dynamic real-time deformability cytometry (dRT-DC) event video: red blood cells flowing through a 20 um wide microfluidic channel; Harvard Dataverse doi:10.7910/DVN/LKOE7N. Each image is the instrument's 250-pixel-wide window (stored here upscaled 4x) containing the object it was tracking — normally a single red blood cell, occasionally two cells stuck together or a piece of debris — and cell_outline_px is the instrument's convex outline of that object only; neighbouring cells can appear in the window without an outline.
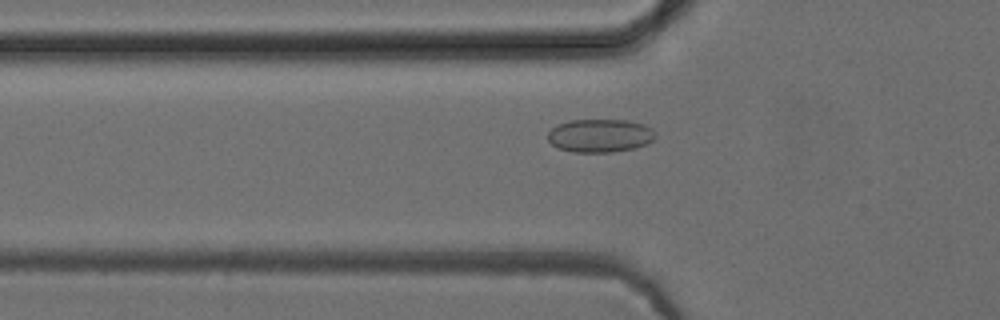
{"species": "common noctule bat (a hibernating species)", "species_latin": "Nyctalus noctula", "temperature_condition": "cold", "stored_images_in_passage": 51, "camera_frame_rate_fps": 3000, "um_per_image_px": 0.085, "animal": {"sex": "female", "body_mass_g": 24.6, "forearm_length_mm": 56.2}, "frame": {"image": 1, "passage_image": 17, "time_ms": 5.333, "image_size_px": [1000, 320], "cell_outline_px": [[656, 136], [652, 140], [636, 148], [612, 152], [572, 152], [560, 148], [552, 144], [548, 140], [548, 132], [556, 124], [568, 120], [628, 120], [644, 124], [652, 128], [656, 132]], "centroid_in_image_um": [51.0, 11.52], "position_along_channel_um": 74.8, "area_um2": 20.98}}
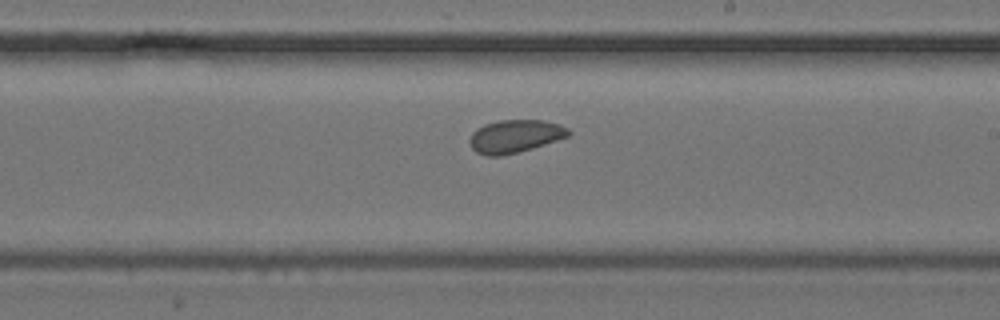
{"frame": {"image": 2, "passage_image": 30, "time_ms": 9.667, "image_size_px": [1000, 320], "cell_outline_px": [[572, 132], [568, 136], [532, 148], [500, 156], [488, 156], [476, 152], [472, 148], [472, 132], [476, 128], [484, 124], [500, 120], [544, 120], [560, 124], [568, 128]], "centroid_in_image_um": [43.8, 11.56], "position_along_channel_um": 245.2, "area_um2": 18.73}}
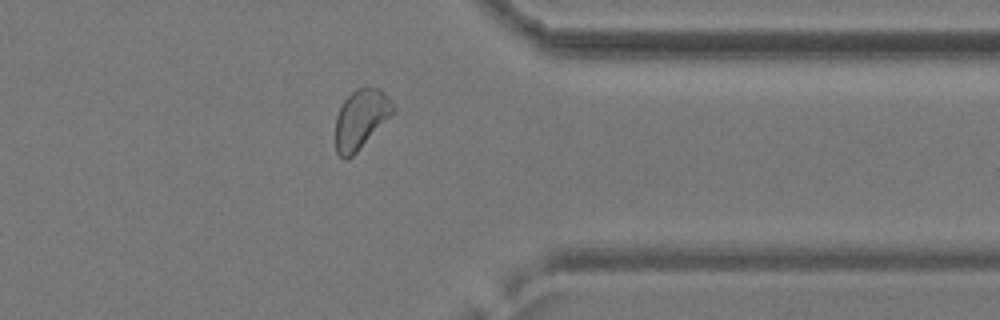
{"frame": {"image": 3, "passage_image": 41, "time_ms": 13.333, "image_size_px": [1000, 320], "cell_outline_px": [[396, 108], [356, 152], [352, 156], [344, 160], [336, 152], [336, 116], [344, 100], [356, 88], [364, 84], [380, 88], [392, 100]], "centroid_in_image_um": [30.67, 10.05], "position_along_channel_um": 380.7, "area_um2": 19.71}}